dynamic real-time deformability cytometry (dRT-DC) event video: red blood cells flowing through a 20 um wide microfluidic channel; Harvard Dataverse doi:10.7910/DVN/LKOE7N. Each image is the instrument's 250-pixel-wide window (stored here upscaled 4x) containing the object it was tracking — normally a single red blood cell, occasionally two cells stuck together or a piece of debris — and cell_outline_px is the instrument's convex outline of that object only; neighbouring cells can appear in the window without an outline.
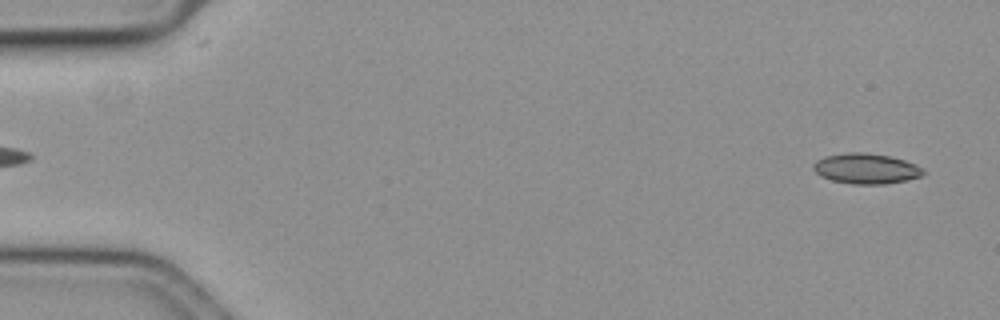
{"species": "common noctule bat (a hibernating species)", "species_latin": "Nyctalus noctula", "temperature_condition": "cold", "stored_images_in_passage": 56, "camera_frame_rate_fps": 3000, "um_per_image_px": 0.085, "animal": {"sex": "female", "body_mass_g": 19.3, "forearm_length_mm": 54.1}, "frame": {"image": 1, "passage_image": 2, "time_ms": 0.333, "image_size_px": [1000, 320], "cell_outline_px": [[924, 172], [920, 176], [904, 180], [884, 184], [852, 184], [832, 180], [820, 176], [812, 168], [812, 164], [816, 160], [824, 156], [848, 152], [864, 152], [888, 156], [904, 160], [916, 164], [924, 168]], "centroid_in_image_um": [73.58, 14.32], "position_along_channel_um": 11.4, "area_um2": 19.42}}
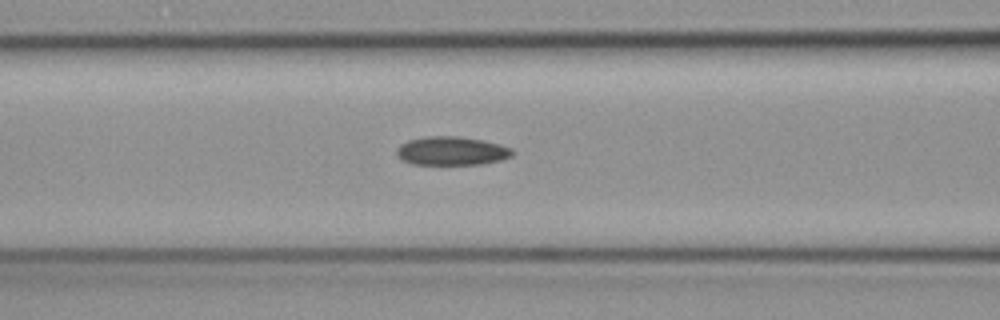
{"frame": {"image": 2, "passage_image": 23, "time_ms": 7.333, "image_size_px": [1000, 320], "cell_outline_px": [[512, 156], [500, 160], [480, 164], [412, 164], [400, 160], [396, 156], [396, 148], [400, 144], [408, 140], [428, 136], [456, 136], [480, 140], [512, 148]], "centroid_in_image_um": [38.31, 12.83], "position_along_channel_um": 128.3, "area_um2": 19.19}}
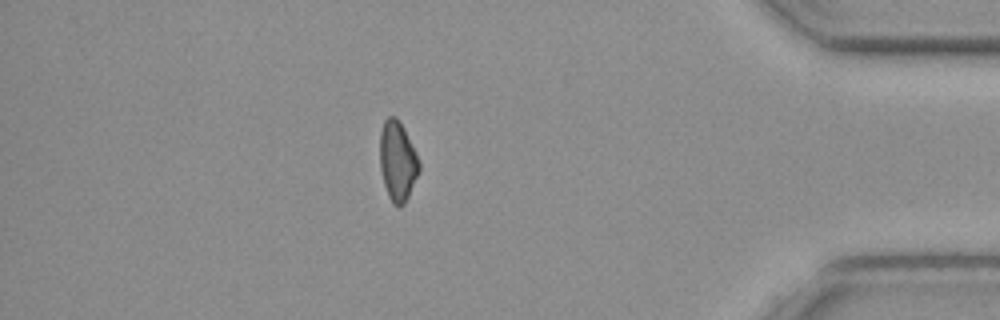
{"frame": {"image": 3, "passage_image": 49, "time_ms": 16.0, "image_size_px": [1000, 320], "cell_outline_px": [[420, 172], [404, 204], [400, 208], [392, 204], [388, 196], [384, 184], [380, 168], [380, 132], [384, 120], [388, 116], [396, 116], [404, 128], [416, 152], [420, 164]], "centroid_in_image_um": [33.79, 13.7], "position_along_channel_um": 401.4, "area_um2": 18.44}}